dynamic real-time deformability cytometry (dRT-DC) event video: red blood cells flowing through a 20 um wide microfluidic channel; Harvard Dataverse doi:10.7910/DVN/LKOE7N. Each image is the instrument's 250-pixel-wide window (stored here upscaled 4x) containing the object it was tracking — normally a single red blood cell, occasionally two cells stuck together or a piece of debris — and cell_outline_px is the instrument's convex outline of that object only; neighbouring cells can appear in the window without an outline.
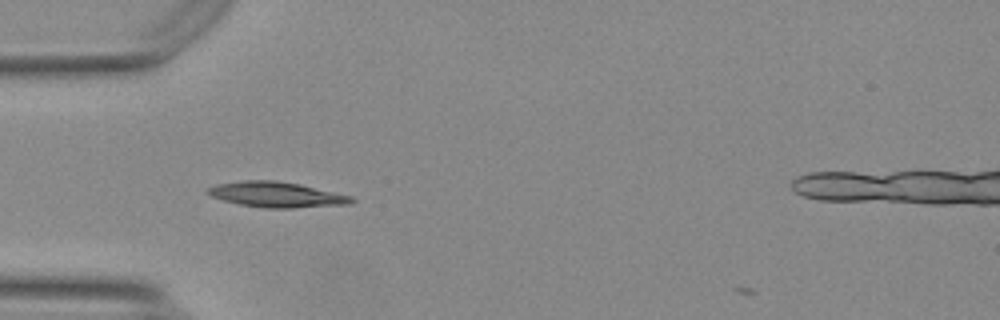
{"species": "Egyptian fruit bat (a non-hibernating species)", "species_latin": "Rousettus aegyptiacus", "temperature_condition": "warm", "stored_images_in_passage": 4, "camera_frame_rate_fps": 3000, "um_per_image_px": 0.085, "animal": {"sex": "female"}, "frame": {"image": 1, "passage_image": 2, "time_ms": 0.333, "image_size_px": [1000, 320], "cell_outline_px": [[356, 200], [352, 204], [292, 208], [264, 208], [240, 204], [224, 200], [212, 196], [208, 192], [208, 188], [216, 184], [244, 180], [276, 180], [300, 184], [352, 196]], "centroid_in_image_um": [23.56, 16.54], "position_along_channel_um": 61.4, "area_um2": 21.21}}